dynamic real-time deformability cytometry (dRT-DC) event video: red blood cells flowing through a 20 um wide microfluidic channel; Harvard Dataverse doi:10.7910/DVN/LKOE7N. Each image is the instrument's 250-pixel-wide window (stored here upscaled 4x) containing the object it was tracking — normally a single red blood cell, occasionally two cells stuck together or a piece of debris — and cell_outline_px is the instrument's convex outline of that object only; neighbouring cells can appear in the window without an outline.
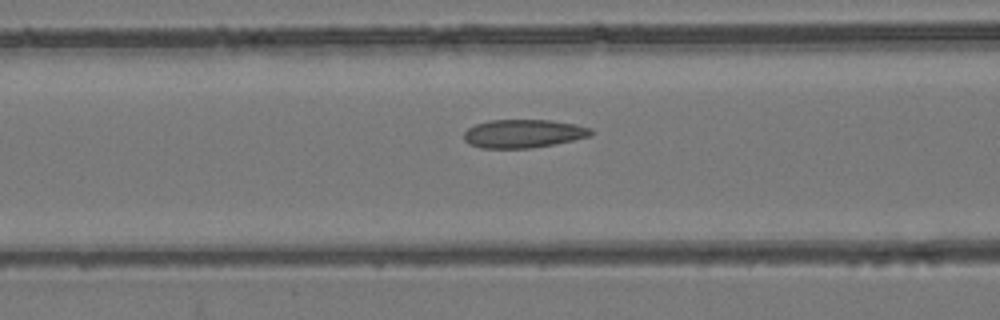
{"species": "common noctule bat (a hibernating species)", "species_latin": "Nyctalus noctula", "temperature_condition": "room temperature", "stored_images_in_passage": 50, "camera_frame_rate_fps": 3000, "um_per_image_px": 0.085, "animal": {"sex": "female", "body_mass_g": 24.6, "forearm_length_mm": 56.2}, "frame": {"image": 1, "passage_image": 22, "time_ms": 7.0, "image_size_px": [1000, 320], "cell_outline_px": [[592, 136], [532, 148], [480, 148], [468, 144], [464, 140], [464, 132], [468, 128], [476, 124], [488, 120], [548, 120], [576, 124], [592, 128]], "centroid_in_image_um": [44.46, 11.35], "position_along_channel_um": 122.1, "area_um2": 21.04}}
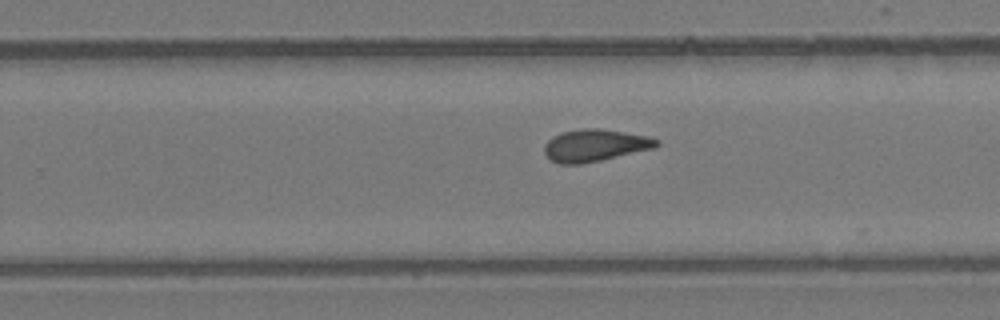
{"frame": {"image": 2, "passage_image": 34, "time_ms": 11.0, "image_size_px": [1000, 320], "cell_outline_px": [[660, 144], [656, 148], [600, 160], [580, 164], [560, 164], [552, 160], [544, 152], [544, 144], [552, 136], [560, 132], [584, 128], [600, 128], [648, 136], [660, 140]], "centroid_in_image_um": [50.59, 12.34], "position_along_channel_um": 279.2, "area_um2": 21.1}}
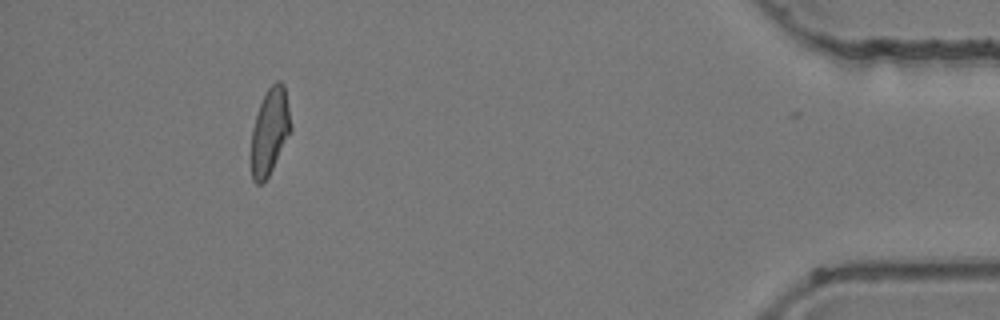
{"frame": {"image": 3, "passage_image": 49, "time_ms": 16.0, "image_size_px": [1000, 320], "cell_outline_px": [[292, 132], [264, 184], [256, 184], [252, 180], [252, 128], [260, 104], [268, 88], [276, 80], [280, 80], [284, 84], [292, 124]], "centroid_in_image_um": [22.96, 11.18], "position_along_channel_um": 412.2, "area_um2": 20.06}, "authors_computed_cell_mechanics": {"area_um2": 21.0392, "velocity_mm_per_s": 3.9331, "shape_relaxation_time_tau1_ms": null, "shape_relaxation_time_tau2_ms": 2.2561, "deformation_change_tau1": null, "deformation_change_tau2": 0.0799}}